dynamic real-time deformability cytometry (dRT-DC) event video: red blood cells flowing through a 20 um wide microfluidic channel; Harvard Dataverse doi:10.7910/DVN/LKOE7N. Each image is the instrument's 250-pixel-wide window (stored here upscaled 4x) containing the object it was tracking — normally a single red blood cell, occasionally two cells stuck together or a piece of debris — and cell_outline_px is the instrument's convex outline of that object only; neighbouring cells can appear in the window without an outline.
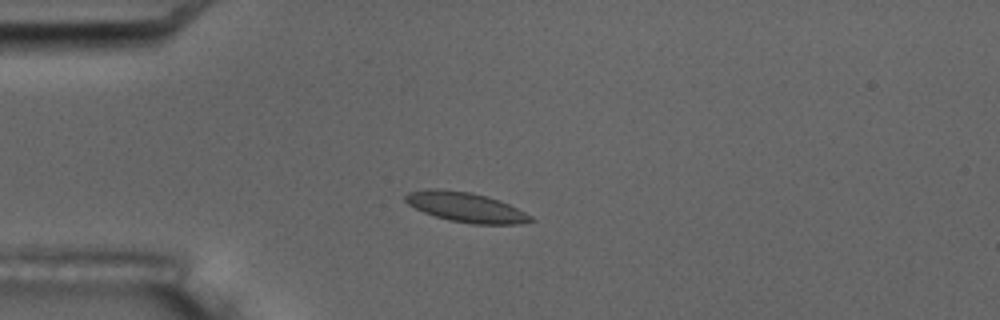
{"species": "common noctule bat (a hibernating species)", "species_latin": "Nyctalus noctula", "temperature_condition": "room temperature", "stored_images_in_passage": 12, "camera_frame_rate_fps": 3000, "um_per_image_px": 0.085, "animal": {"sex": "male", "body_mass_g": 17.5, "forearm_length_mm": 52.3}, "frame": {"image": 1, "passage_image": 4, "time_ms": 3.333, "image_size_px": [1000, 320], "cell_outline_px": [[536, 220], [520, 224], [472, 224], [448, 220], [424, 212], [408, 204], [404, 200], [404, 196], [408, 192], [428, 188], [436, 188], [472, 192], [488, 196], [500, 200], [532, 216]], "centroid_in_image_um": [39.59, 17.6], "position_along_channel_um": 45.4, "area_um2": 21.85}}